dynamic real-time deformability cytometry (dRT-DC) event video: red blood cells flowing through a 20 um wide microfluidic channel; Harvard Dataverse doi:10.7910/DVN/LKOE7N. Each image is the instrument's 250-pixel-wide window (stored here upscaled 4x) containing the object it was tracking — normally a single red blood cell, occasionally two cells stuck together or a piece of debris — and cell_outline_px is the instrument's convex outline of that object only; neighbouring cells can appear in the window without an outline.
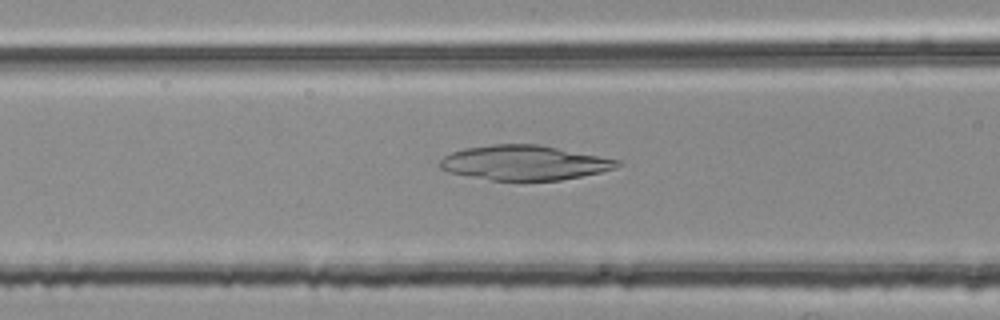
{"species": "common noctule bat (a hibernating species)", "species_latin": "Nyctalus noctula", "temperature_condition": "room temperature", "stored_images_in_passage": 38, "camera_frame_rate_fps": 3000, "um_per_image_px": 0.085, "animal": {"sex": "female", "body_mass_g": 25.1}, "frame": {"image": 1, "passage_image": 6, "time_ms": 1.667, "image_size_px": [1000, 320], "cell_outline_px": [[620, 164], [616, 168], [600, 172], [560, 180], [492, 180], [448, 172], [440, 168], [440, 160], [444, 156], [452, 152], [464, 148], [492, 144], [540, 144], [620, 160]], "centroid_in_image_um": [44.56, 13.82], "position_along_channel_um": 122.0, "area_um2": 35.72}}
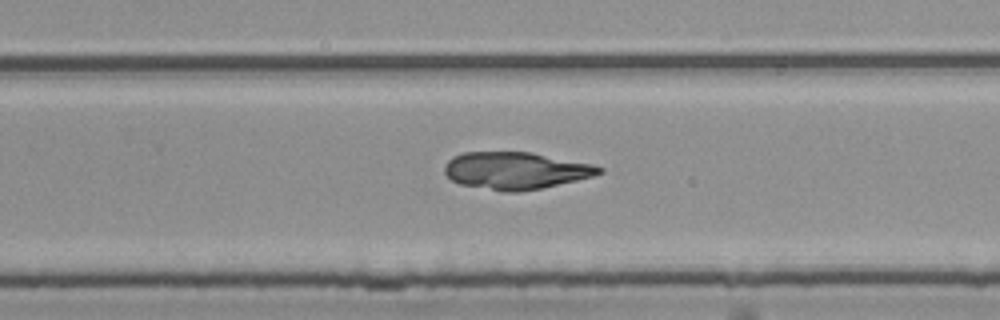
{"frame": {"image": 2, "passage_image": 19, "time_ms": 6.0, "image_size_px": [1000, 320], "cell_outline_px": [[604, 172], [592, 176], [576, 180], [540, 188], [520, 192], [500, 192], [460, 184], [452, 180], [444, 172], [444, 168], [448, 160], [452, 156], [464, 152], [532, 152], [592, 164], [604, 168]], "centroid_in_image_um": [43.81, 14.5], "position_along_channel_um": 286.0, "area_um2": 33.52}}
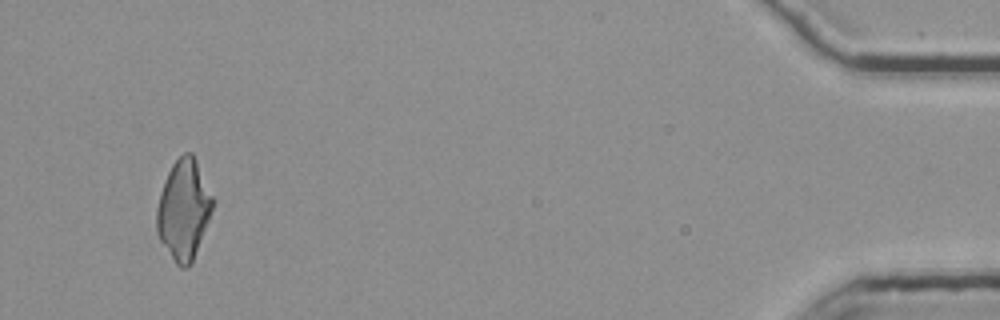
{"frame": {"image": 3, "passage_image": 36, "time_ms": 11.667, "image_size_px": [1000, 320], "cell_outline_px": [[216, 200], [192, 260], [184, 268], [180, 268], [176, 264], [160, 240], [156, 232], [156, 208], [160, 192], [164, 180], [172, 164], [184, 152], [192, 152]], "centroid_in_image_um": [15.6, 17.77], "position_along_channel_um": 419.6, "area_um2": 32.43}}